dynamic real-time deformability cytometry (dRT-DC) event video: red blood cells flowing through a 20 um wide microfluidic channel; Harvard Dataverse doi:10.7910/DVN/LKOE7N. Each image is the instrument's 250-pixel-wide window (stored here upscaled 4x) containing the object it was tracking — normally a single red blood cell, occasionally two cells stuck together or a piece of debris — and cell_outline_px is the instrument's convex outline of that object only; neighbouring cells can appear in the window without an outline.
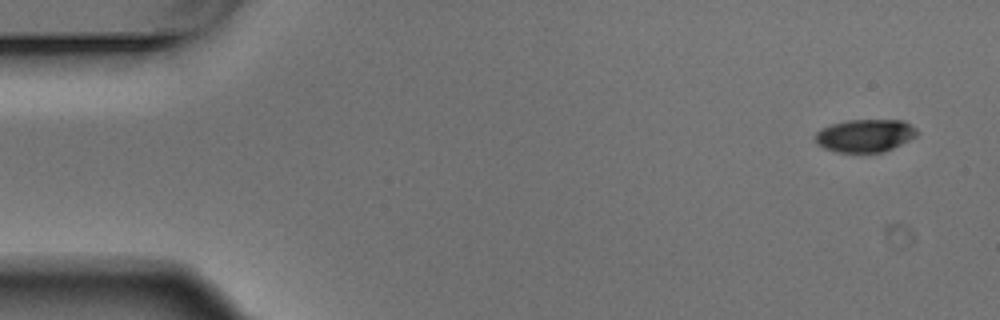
{"species": "Egyptian fruit bat (a non-hibernating species)", "species_latin": "Rousettus aegyptiacus", "temperature_condition": "warm", "stored_images_in_passage": 5, "camera_frame_rate_fps": 3000, "um_per_image_px": 0.085, "animal": {"sex": "male"}, "frame": {"image": 1, "passage_image": 1, "time_ms": 0.0, "image_size_px": [1000, 320], "cell_outline_px": [[916, 136], [892, 148], [880, 152], [836, 152], [824, 148], [816, 144], [816, 132], [820, 128], [832, 124], [848, 120], [904, 120], [916, 128]], "centroid_in_image_um": [73.5, 11.52], "position_along_channel_um": 11.5, "area_um2": 19.31}}
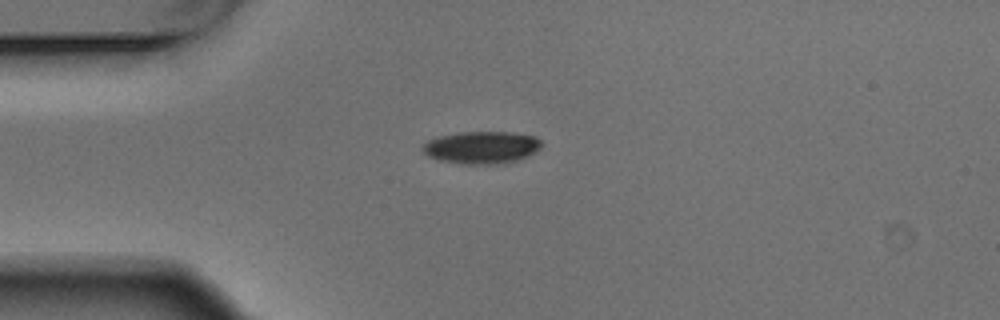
{"frame": {"image": 2, "passage_image": 4, "time_ms": 1.0, "image_size_px": [1000, 320], "cell_outline_px": [[544, 144], [536, 152], [528, 156], [516, 160], [500, 164], [460, 164], [440, 160], [428, 156], [420, 148], [428, 140], [440, 136], [460, 132], [512, 132], [536, 136]], "centroid_in_image_um": [40.96, 12.53], "position_along_channel_um": 44.0, "area_um2": 22.6}}